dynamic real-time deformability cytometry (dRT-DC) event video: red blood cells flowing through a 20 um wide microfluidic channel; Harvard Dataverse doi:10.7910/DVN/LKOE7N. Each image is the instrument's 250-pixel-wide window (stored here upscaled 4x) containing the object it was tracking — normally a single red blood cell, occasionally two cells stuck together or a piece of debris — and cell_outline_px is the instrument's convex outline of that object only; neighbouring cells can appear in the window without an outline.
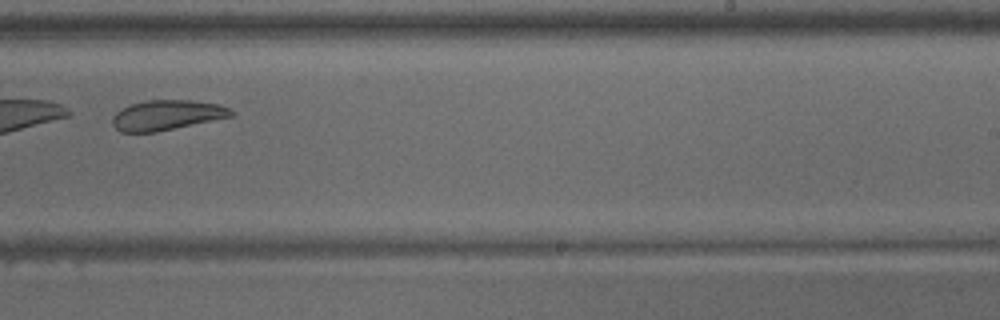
{"species": "common noctule bat (a hibernating species)", "species_latin": "Nyctalus noctula", "temperature_condition": "warm", "stored_images_in_passage": 33, "camera_frame_rate_fps": 3000, "um_per_image_px": 0.085, "animal": {"sex": "male", "body_mass_g": 15.6}, "frame": {"image": 1, "passage_image": 19, "time_ms": 6.0, "image_size_px": [1000, 320], "cell_outline_px": [[232, 116], [156, 132], [120, 132], [112, 124], [112, 116], [120, 108], [132, 104], [148, 100], [192, 100], [220, 104], [228, 108], [232, 112]], "centroid_in_image_um": [14.13, 9.78], "position_along_channel_um": 274.9, "area_um2": 20.63}}